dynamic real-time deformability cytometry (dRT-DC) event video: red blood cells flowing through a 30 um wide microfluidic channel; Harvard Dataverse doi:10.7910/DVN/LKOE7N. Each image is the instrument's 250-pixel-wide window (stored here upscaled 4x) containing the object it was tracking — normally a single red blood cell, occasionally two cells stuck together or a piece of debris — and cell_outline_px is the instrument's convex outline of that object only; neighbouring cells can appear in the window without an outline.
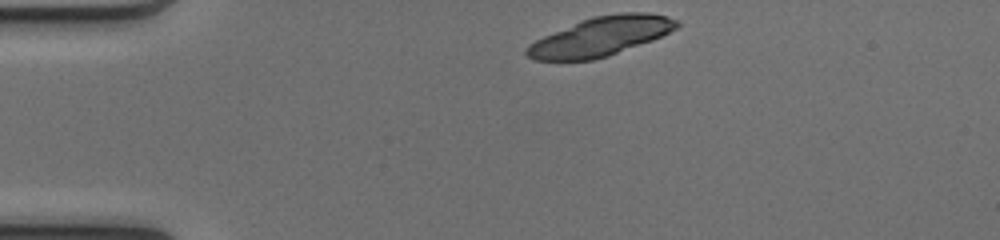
{"species": "common noctule bat (a hibernating species)", "species_latin": "Nyctalus noctula", "temperature_condition": "cold", "stored_images_in_passage": 29, "camera_frame_rate_fps": 3000, "um_per_image_px": 0.085, "animal": {"sex": "female", "body_mass_g": 17.0, "forearm_length_mm": 48.0}, "frame": {"image": 1, "passage_image": 1, "time_ms": 0.0, "image_size_px": [1000, 240], "cell_outline_px": [[680, 24], [676, 28], [652, 40], [608, 56], [592, 60], [536, 60], [528, 56], [524, 52], [524, 48], [528, 44], [544, 36], [580, 20], [592, 16], [620, 12], [648, 12], [668, 16], [680, 20]], "centroid_in_image_um": [51.07, 3.08], "position_along_channel_um": 33.9, "area_um2": 34.16}}
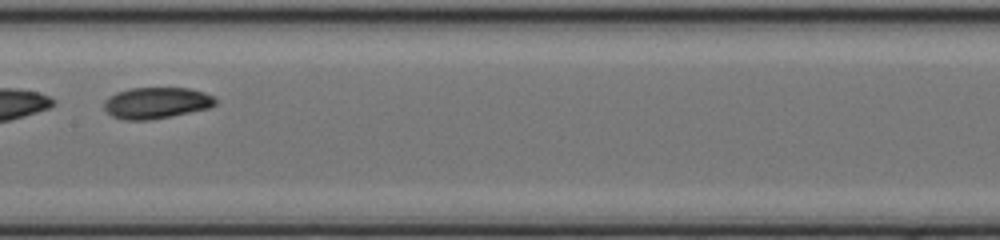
{"frame": {"image": 2, "passage_image": 17, "time_ms": 5.333, "image_size_px": [1000, 240], "cell_outline_px": [[216, 104], [208, 108], [172, 116], [148, 120], [124, 120], [112, 116], [104, 108], [104, 100], [108, 96], [116, 92], [132, 88], [188, 88], [204, 92], [212, 96], [216, 100]], "centroid_in_image_um": [13.26, 8.75], "position_along_channel_um": 194.1, "area_um2": 20.29}}
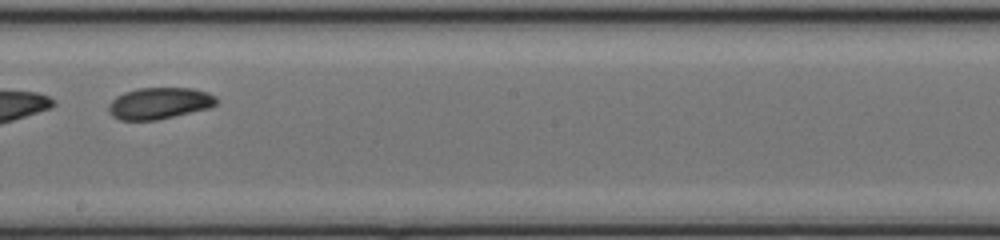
{"frame": {"image": 3, "passage_image": 20, "time_ms": 6.333, "image_size_px": [1000, 240], "cell_outline_px": [[216, 104], [208, 108], [156, 120], [120, 120], [112, 116], [108, 112], [108, 104], [116, 96], [124, 92], [140, 88], [192, 88], [208, 92], [216, 96]], "centroid_in_image_um": [13.51, 8.77], "position_along_channel_um": 234.7, "area_um2": 19.77}}